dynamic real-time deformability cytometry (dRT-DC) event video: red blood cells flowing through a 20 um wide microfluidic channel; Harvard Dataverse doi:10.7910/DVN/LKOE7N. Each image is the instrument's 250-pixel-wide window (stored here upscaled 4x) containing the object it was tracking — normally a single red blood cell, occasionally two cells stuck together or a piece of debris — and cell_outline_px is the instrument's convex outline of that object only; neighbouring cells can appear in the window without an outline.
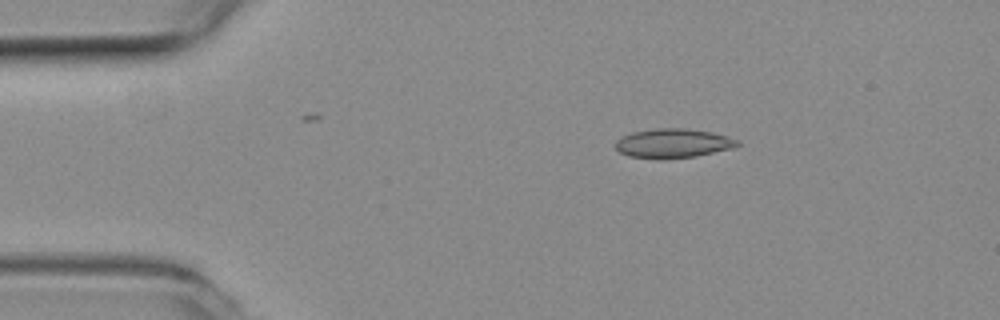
{"species": "common noctule bat (a hibernating species)", "species_latin": "Nyctalus noctula", "temperature_condition": "room temperature", "stored_images_in_passage": 49, "camera_frame_rate_fps": 3000, "um_per_image_px": 0.085, "animal": {"sex": "female", "body_mass_g": 19.3, "forearm_length_mm": 54.1}, "frame": {"image": 1, "passage_image": 2, "time_ms": 0.333, "image_size_px": [1000, 320], "cell_outline_px": [[740, 144], [736, 148], [696, 156], [664, 160], [656, 160], [628, 156], [620, 152], [616, 148], [616, 140], [620, 136], [632, 132], [656, 128], [684, 128], [712, 132], [740, 140]], "centroid_in_image_um": [57.21, 12.2], "position_along_channel_um": 27.8, "area_um2": 21.27}}
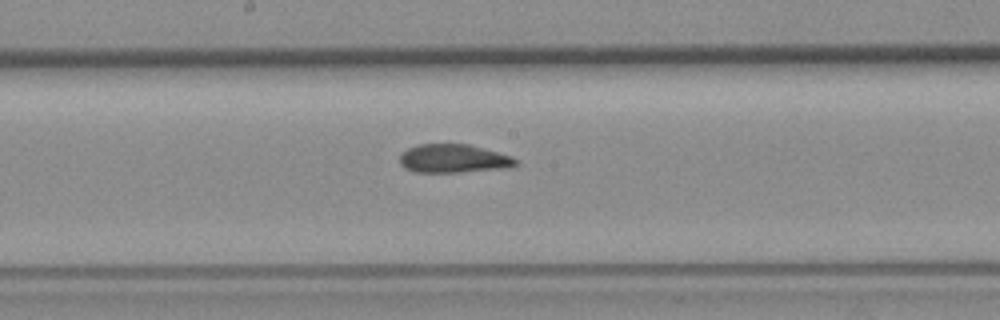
{"frame": {"image": 2, "passage_image": 22, "time_ms": 7.0, "image_size_px": [1000, 320], "cell_outline_px": [[520, 164], [512, 168], [460, 172], [412, 172], [404, 168], [400, 164], [400, 152], [416, 144], [468, 144], [512, 156]], "centroid_in_image_um": [38.55, 13.49], "position_along_channel_um": 209.7, "area_um2": 19.59}}
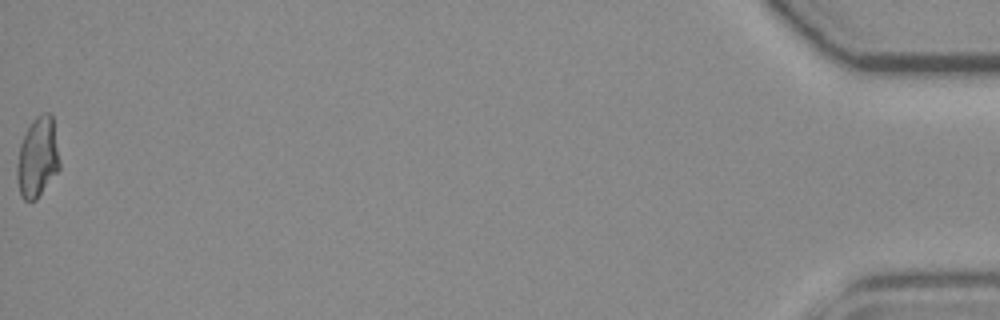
{"frame": {"image": 3, "passage_image": 49, "time_ms": 16.0, "image_size_px": [1000, 320], "cell_outline_px": [[60, 168], [36, 200], [24, 200], [20, 196], [16, 180], [16, 164], [20, 144], [32, 120], [36, 116], [44, 112], [48, 112], [52, 116], [60, 160]], "centroid_in_image_um": [3.18, 13.4], "position_along_channel_um": 432.0, "area_um2": 20.0}, "authors_computed_cell_mechanics": {"area_um2": 19.9988, "velocity_mm_per_s": 3.6573, "shape_relaxation_time_tau1_ms": null, "shape_relaxation_time_tau2_ms": 1.5702, "deformation_change_tau1": null, "deformation_change_tau2": 0.0727}}